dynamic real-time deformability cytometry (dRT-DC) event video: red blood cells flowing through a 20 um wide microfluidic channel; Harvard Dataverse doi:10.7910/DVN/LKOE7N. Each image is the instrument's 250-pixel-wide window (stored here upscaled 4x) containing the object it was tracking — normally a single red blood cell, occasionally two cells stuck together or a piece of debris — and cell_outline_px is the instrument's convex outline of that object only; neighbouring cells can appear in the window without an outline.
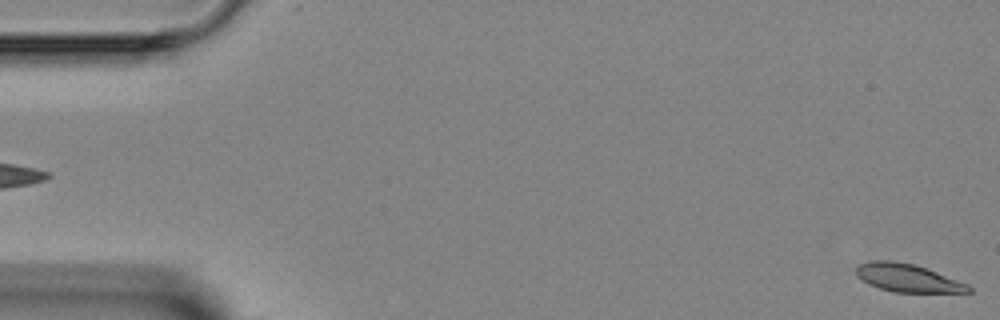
{"species": "Egyptian fruit bat (a non-hibernating species)", "species_latin": "Rousettus aegyptiacus", "temperature_condition": "room temperature", "stored_images_in_passage": 6, "camera_frame_rate_fps": 3000, "um_per_image_px": 0.085, "animal": {"sex": "female"}, "frame": {"image": 1, "passage_image": 6, "time_ms": 7.333, "image_size_px": [1000, 320], "cell_outline_px": [[972, 292], [896, 292], [880, 288], [868, 284], [856, 276], [856, 268], [860, 264], [872, 260], [892, 260], [912, 264], [936, 272], [968, 284], [972, 288]], "centroid_in_image_um": [77.12, 23.62], "position_along_channel_um": 7.9, "area_um2": 18.09}}